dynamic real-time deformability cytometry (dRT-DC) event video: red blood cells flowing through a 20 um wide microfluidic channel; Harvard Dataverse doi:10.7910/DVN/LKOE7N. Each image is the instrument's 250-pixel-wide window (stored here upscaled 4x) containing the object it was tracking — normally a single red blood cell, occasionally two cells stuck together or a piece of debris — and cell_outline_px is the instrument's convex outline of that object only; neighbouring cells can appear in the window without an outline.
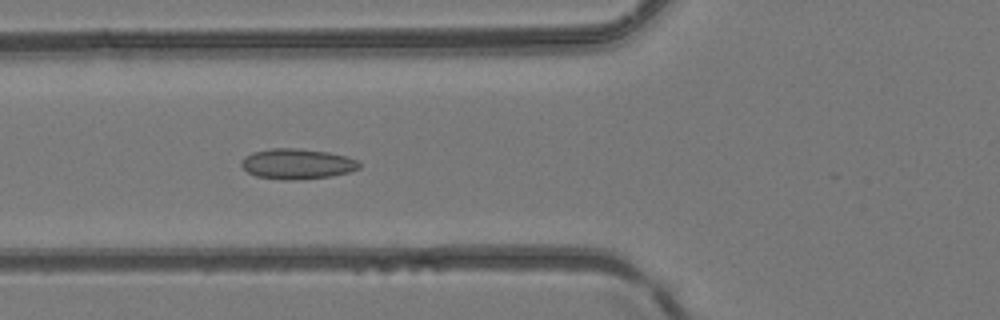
{"species": "common noctule bat (a hibernating species)", "species_latin": "Nyctalus noctula", "temperature_condition": "room temperature", "stored_images_in_passage": 31, "camera_frame_rate_fps": 3000, "um_per_image_px": 0.085, "animal": {"sex": "female", "body_mass_g": 24.6, "forearm_length_mm": 56.2}, "frame": {"image": 1, "passage_image": 19, "time_ms": 6.0, "image_size_px": [1000, 320], "cell_outline_px": [[360, 168], [348, 172], [332, 176], [288, 180], [284, 180], [256, 176], [248, 172], [240, 164], [240, 160], [244, 156], [252, 152], [272, 148], [300, 148], [328, 152], [348, 156], [360, 160]], "centroid_in_image_um": [25.26, 13.91], "position_along_channel_um": 100.5, "area_um2": 21.04}}
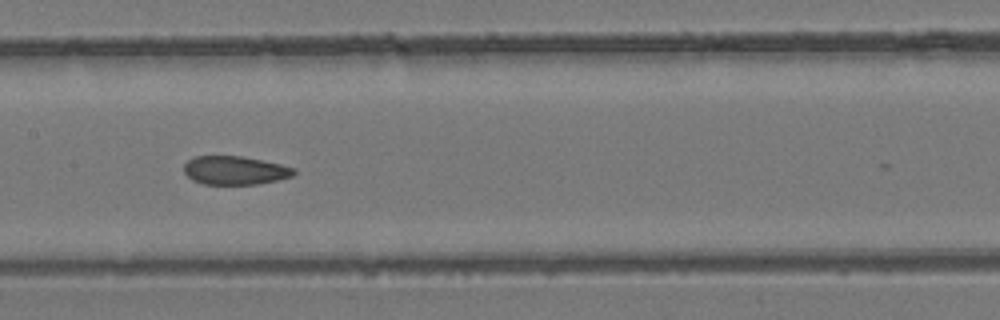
{"frame": {"image": 2, "passage_image": 25, "time_ms": 8.0, "image_size_px": [1000, 320], "cell_outline_px": [[296, 172], [292, 176], [276, 180], [256, 184], [204, 184], [192, 180], [184, 172], [184, 164], [188, 160], [196, 156], [240, 156], [280, 164], [292, 168]], "centroid_in_image_um": [19.92, 14.48], "position_along_channel_um": 187.5, "area_um2": 18.03}}
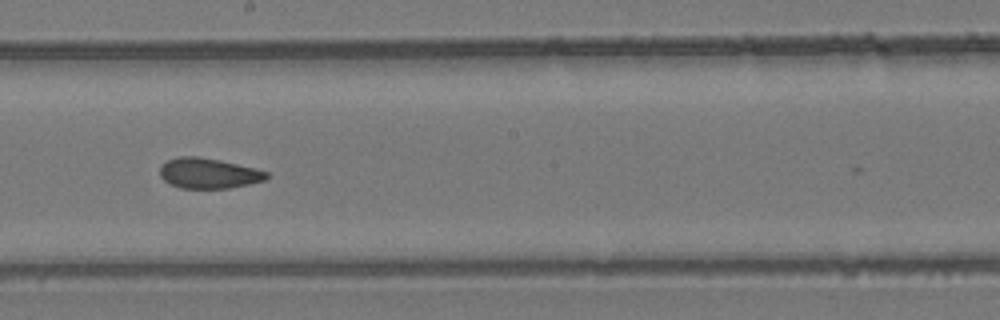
{"frame": {"image": 3, "passage_image": 28, "time_ms": 9.0, "image_size_px": [1000, 320], "cell_outline_px": [[268, 176], [264, 180], [248, 184], [228, 188], [180, 188], [164, 180], [160, 176], [160, 168], [168, 160], [180, 156], [196, 156], [220, 160], [256, 168], [268, 172]], "centroid_in_image_um": [17.73, 14.72], "position_along_channel_um": 230.5, "area_um2": 18.67}}